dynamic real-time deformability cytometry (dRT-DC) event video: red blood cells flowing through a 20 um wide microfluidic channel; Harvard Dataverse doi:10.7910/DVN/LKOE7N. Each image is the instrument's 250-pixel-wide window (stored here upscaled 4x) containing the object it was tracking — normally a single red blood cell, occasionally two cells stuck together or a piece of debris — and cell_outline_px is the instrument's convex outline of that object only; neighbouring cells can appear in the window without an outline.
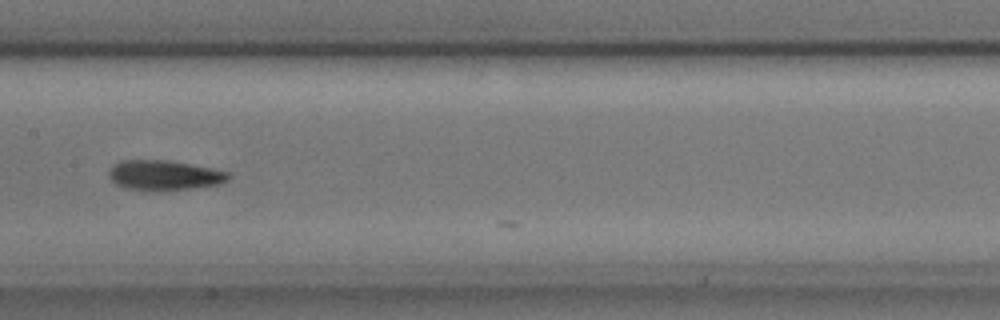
{"species": "common noctule bat (a hibernating species)", "species_latin": "Nyctalus noctula", "temperature_condition": "cold", "stored_images_in_passage": 18, "camera_frame_rate_fps": 3000, "um_per_image_px": 0.085, "animal": {"sex": "male", "body_mass_g": 17.9, "forearm_length_mm": 54.2}, "frame": {"image": 1, "passage_image": 15, "time_ms": 4.667, "image_size_px": [1000, 320], "cell_outline_px": [[232, 176], [228, 180], [216, 184], [196, 188], [160, 192], [124, 188], [116, 184], [108, 176], [108, 172], [120, 160], [168, 160], [212, 168], [228, 172]], "centroid_in_image_um": [13.96, 14.91], "position_along_channel_um": 193.4, "area_um2": 21.1}}